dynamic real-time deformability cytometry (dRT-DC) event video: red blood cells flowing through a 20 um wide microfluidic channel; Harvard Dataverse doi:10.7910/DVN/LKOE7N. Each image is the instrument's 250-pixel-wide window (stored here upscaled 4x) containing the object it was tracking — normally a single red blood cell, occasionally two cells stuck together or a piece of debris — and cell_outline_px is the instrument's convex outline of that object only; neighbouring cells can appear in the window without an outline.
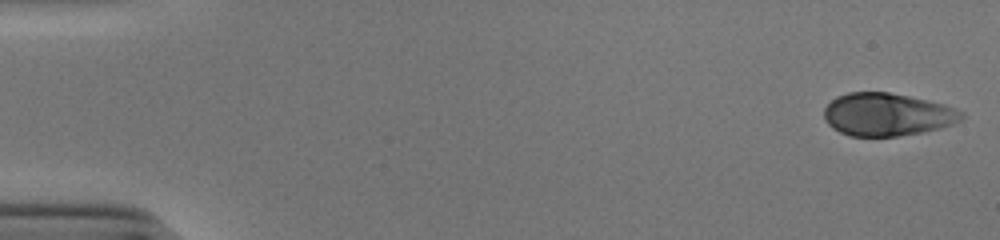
{"species": "human", "species_latin": "Homo sapiens", "temperature_condition": "cold", "stored_images_in_passage": 52, "camera_frame_rate_fps": 3000, "um_per_image_px": 0.085, "donor": {"sex": "male"}, "frame": {"image": 1, "passage_image": 1, "time_ms": 0.0, "image_size_px": [1000, 240], "cell_outline_px": [[964, 116], [960, 120], [952, 124], [940, 128], [920, 132], [896, 136], [848, 136], [832, 128], [828, 124], [824, 116], [824, 108], [836, 96], [848, 92], [888, 92], [928, 100], [944, 104], [956, 108], [964, 112]], "centroid_in_image_um": [75.4, 9.72], "position_along_channel_um": 9.6, "area_um2": 34.28}}
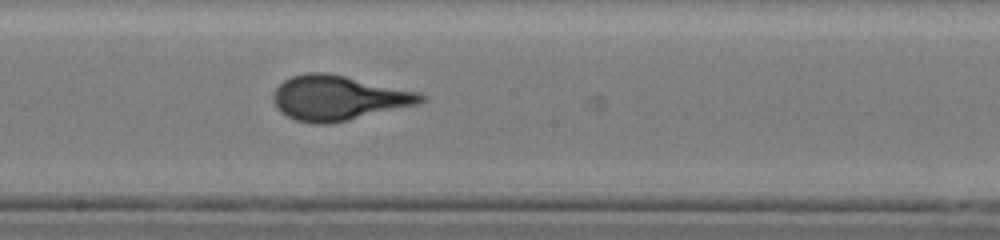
{"frame": {"image": 2, "passage_image": 29, "time_ms": 9.333, "image_size_px": [1000, 240], "cell_outline_px": [[428, 96], [420, 104], [348, 120], [324, 124], [316, 124], [296, 120], [280, 112], [276, 108], [272, 100], [272, 96], [276, 88], [284, 80], [292, 76], [308, 72], [324, 72], [344, 76], [420, 92]], "centroid_in_image_um": [28.76, 8.32], "position_along_channel_um": 219.4, "area_um2": 38.44}}
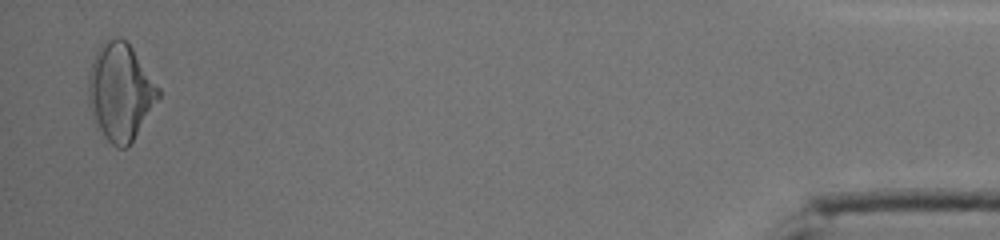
{"frame": {"image": 3, "passage_image": 51, "time_ms": 16.667, "image_size_px": [1000, 240], "cell_outline_px": [[160, 96], [128, 148], [120, 148], [112, 144], [104, 136], [92, 116], [88, 104], [88, 72], [92, 60], [100, 44], [104, 40], [116, 36], [120, 36], [132, 48], [160, 88]], "centroid_in_image_um": [10.21, 7.78], "position_along_channel_um": 425.0, "area_um2": 39.54}}